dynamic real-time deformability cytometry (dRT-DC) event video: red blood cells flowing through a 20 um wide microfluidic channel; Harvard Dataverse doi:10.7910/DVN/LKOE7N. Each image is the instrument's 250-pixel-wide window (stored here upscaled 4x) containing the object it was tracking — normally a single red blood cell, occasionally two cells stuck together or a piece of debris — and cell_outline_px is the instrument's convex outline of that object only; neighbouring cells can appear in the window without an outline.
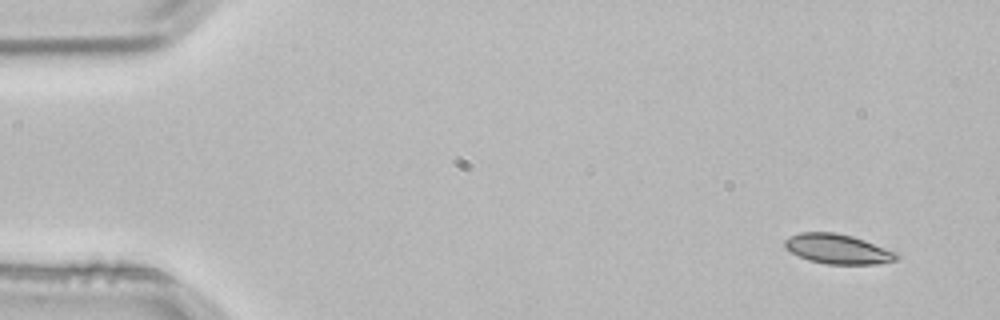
{"species": "common noctule bat (a hibernating species)", "species_latin": "Nyctalus noctula", "temperature_condition": "room temperature", "stored_images_in_passage": 3, "camera_frame_rate_fps": 3000, "um_per_image_px": 0.085, "animal": {"sex": "male", "body_mass_g": 21.5, "forearm_length_mm": 52.0}, "frame": {"image": 1, "passage_image": 1, "time_ms": 0.0, "image_size_px": [1000, 320], "cell_outline_px": [[900, 256], [896, 260], [876, 264], [828, 264], [808, 260], [784, 248], [784, 240], [788, 236], [800, 232], [836, 232], [852, 236], [900, 252]], "centroid_in_image_um": [71.23, 21.16], "position_along_channel_um": 13.8, "area_um2": 19.59}}
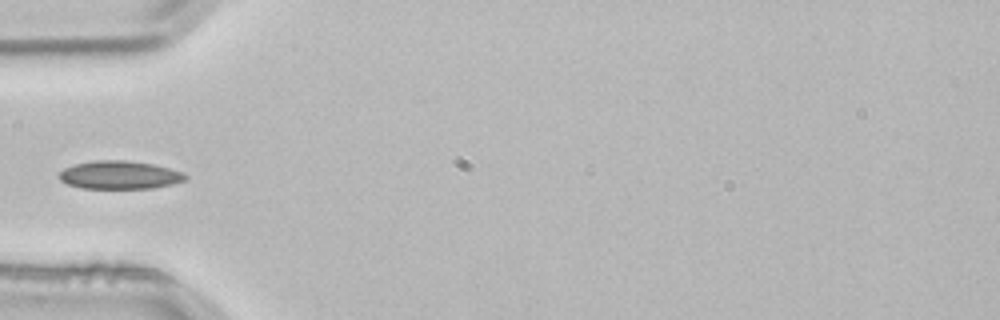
{"frame": {"image": 2, "passage_image": 3, "time_ms": 0.667, "image_size_px": [1000, 320], "cell_outline_px": [[188, 176], [184, 180], [172, 184], [152, 188], [80, 188], [68, 184], [60, 180], [60, 172], [64, 168], [76, 164], [96, 160], [128, 160], [152, 164], [184, 172]], "centroid_in_image_um": [10.17, 14.87], "position_along_channel_um": 74.8, "area_um2": 20.58}}